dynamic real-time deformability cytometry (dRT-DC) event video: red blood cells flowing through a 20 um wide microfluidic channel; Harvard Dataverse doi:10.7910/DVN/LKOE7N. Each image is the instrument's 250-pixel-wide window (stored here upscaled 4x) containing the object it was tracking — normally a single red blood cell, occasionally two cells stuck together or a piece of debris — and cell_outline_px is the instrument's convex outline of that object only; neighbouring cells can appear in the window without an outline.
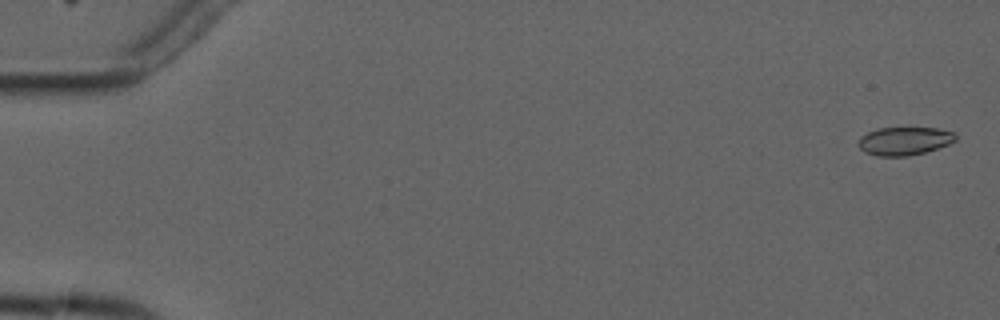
{"species": "common noctule bat (a hibernating species)", "species_latin": "Nyctalus noctula", "temperature_condition": "cold", "stored_images_in_passage": 4, "camera_frame_rate_fps": 3000, "um_per_image_px": 0.085, "animal": {"sex": "male", "forearm_length_mm": 52.5}, "frame": {"image": 1, "passage_image": 1, "time_ms": 0.0, "image_size_px": [1000, 320], "cell_outline_px": [[956, 140], [948, 144], [924, 152], [908, 156], [876, 156], [864, 152], [856, 144], [860, 136], [876, 128], [936, 128], [956, 132]], "centroid_in_image_um": [76.83, 11.98], "position_along_channel_um": 8.2, "area_um2": 16.07}}
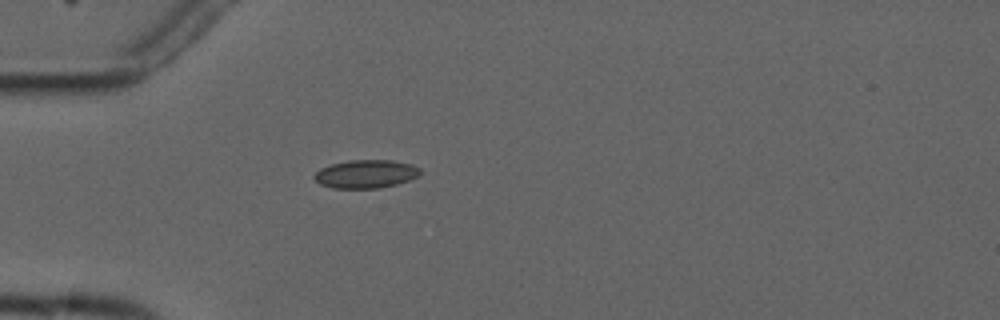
{"frame": {"image": 2, "passage_image": 4, "time_ms": 5.0, "image_size_px": [1000, 320], "cell_outline_px": [[420, 176], [396, 184], [380, 188], [332, 188], [320, 184], [312, 176], [320, 168], [332, 164], [348, 160], [392, 160], [412, 164], [420, 168]], "centroid_in_image_um": [31.1, 14.78], "position_along_channel_um": 53.9, "area_um2": 17.51}}